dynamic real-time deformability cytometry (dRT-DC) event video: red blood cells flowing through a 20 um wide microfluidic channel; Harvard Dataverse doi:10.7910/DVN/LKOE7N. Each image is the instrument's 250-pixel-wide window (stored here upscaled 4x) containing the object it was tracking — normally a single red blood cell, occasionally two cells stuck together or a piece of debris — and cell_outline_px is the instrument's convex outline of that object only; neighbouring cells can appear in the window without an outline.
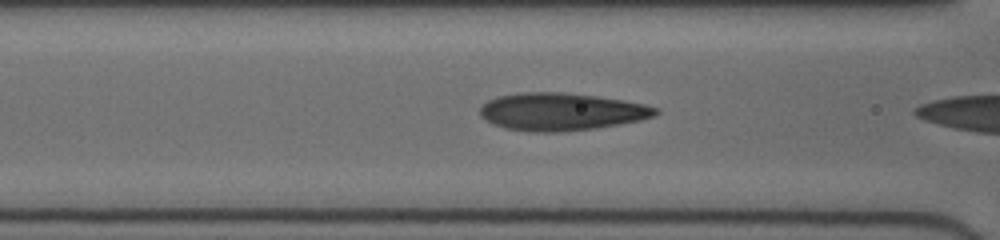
{"species": "human", "species_latin": "Homo sapiens", "temperature_condition": "cold", "stored_images_in_passage": 17, "camera_frame_rate_fps": 3000, "um_per_image_px": 0.085, "donor": {"sex": "female"}, "frame": {"image": 1, "passage_image": 15, "time_ms": 4.667, "image_size_px": [1000, 240], "cell_outline_px": [[660, 112], [656, 116], [640, 120], [596, 128], [556, 132], [528, 132], [504, 128], [492, 124], [484, 120], [480, 116], [480, 108], [488, 100], [496, 96], [520, 92], [564, 92], [596, 96], [624, 100], [644, 104], [656, 108]], "centroid_in_image_um": [47.67, 9.49], "position_along_channel_um": 118.9, "area_um2": 38.67}}